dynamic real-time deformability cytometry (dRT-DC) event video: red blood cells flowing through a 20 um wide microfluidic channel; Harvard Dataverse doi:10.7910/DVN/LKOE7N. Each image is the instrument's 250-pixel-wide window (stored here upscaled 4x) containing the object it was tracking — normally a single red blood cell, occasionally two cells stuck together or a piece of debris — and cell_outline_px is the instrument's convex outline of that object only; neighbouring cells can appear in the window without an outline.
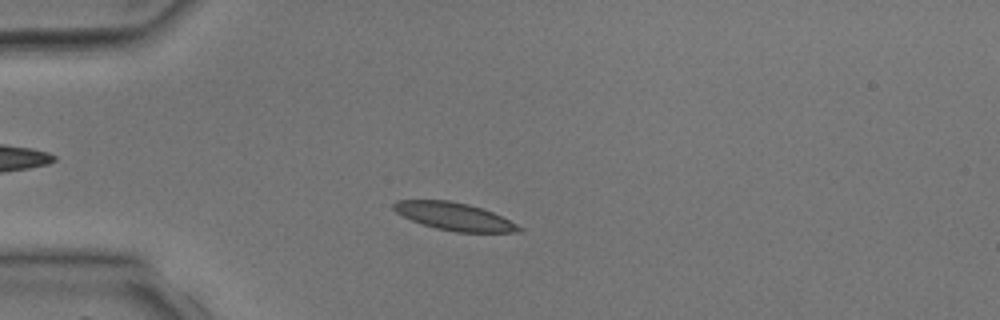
{"species": "common noctule bat (a hibernating species)", "species_latin": "Nyctalus noctula", "temperature_condition": "room temperature", "stored_images_in_passage": 2, "camera_frame_rate_fps": 3000, "um_per_image_px": 0.085, "animal": {"sex": "male", "body_mass_g": 17.9, "forearm_length_mm": 54.2}, "frame": {"image": 1, "passage_image": 2, "time_ms": 1.0, "image_size_px": [1000, 320], "cell_outline_px": [[524, 228], [520, 232], [456, 232], [436, 228], [412, 220], [396, 212], [392, 208], [392, 204], [396, 200], [448, 200], [468, 204], [492, 212]], "centroid_in_image_um": [38.59, 18.39], "position_along_channel_um": 46.4, "area_um2": 19.94}}